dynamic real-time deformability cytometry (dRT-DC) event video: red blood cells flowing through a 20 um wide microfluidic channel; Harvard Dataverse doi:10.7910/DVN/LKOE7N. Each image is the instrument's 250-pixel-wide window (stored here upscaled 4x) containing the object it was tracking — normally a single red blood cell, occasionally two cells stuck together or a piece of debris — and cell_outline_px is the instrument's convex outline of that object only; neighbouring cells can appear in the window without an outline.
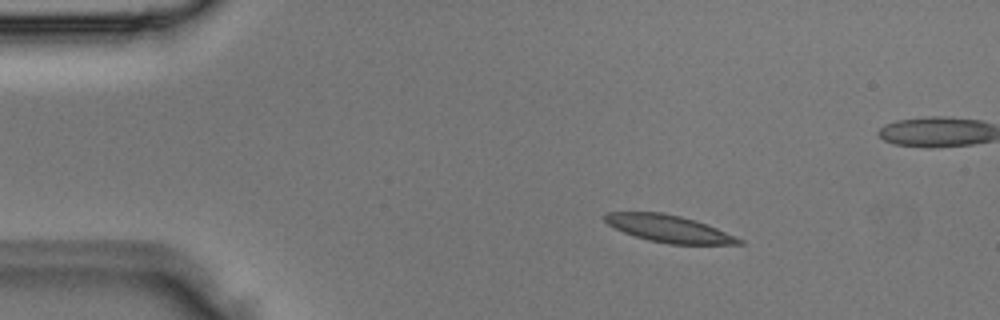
{"species": "Egyptian fruit bat (a non-hibernating species)", "species_latin": "Rousettus aegyptiacus", "temperature_condition": "room temperature", "stored_images_in_passage": 2, "camera_frame_rate_fps": 3000, "um_per_image_px": 0.085, "animal": {"sex": "male"}, "frame": {"image": 1, "passage_image": 1, "time_ms": 0.0, "image_size_px": [1000, 320], "cell_outline_px": [[744, 244], [668, 244], [648, 240], [624, 232], [608, 224], [604, 220], [604, 216], [608, 212], [660, 212], [680, 216], [696, 220], [716, 228], [744, 240]], "centroid_in_image_um": [56.86, 19.44], "position_along_channel_um": 28.1, "area_um2": 20.98}}